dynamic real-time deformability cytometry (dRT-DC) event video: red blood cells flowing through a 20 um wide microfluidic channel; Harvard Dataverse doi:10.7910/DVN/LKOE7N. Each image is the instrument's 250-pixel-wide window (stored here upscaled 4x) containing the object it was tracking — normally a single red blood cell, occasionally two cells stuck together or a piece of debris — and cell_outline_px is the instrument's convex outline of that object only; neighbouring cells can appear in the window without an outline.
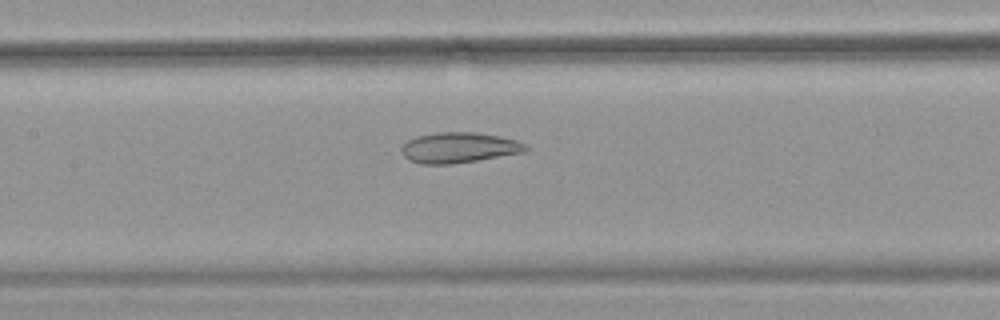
{"species": "common noctule bat (a hibernating species)", "species_latin": "Nyctalus noctula", "temperature_condition": "warm", "stored_images_in_passage": 54, "camera_frame_rate_fps": 3000, "um_per_image_px": 0.085, "animal": {"sex": "female", "body_mass_g": 18.4}, "frame": {"image": 1, "passage_image": 26, "time_ms": 8.333, "image_size_px": [1000, 320], "cell_outline_px": [[528, 148], [524, 152], [476, 160], [448, 164], [420, 164], [408, 160], [404, 156], [400, 148], [408, 140], [416, 136], [436, 132], [476, 132], [500, 136], [516, 140], [524, 144]], "centroid_in_image_um": [38.96, 12.54], "position_along_channel_um": 168.4, "area_um2": 21.96}}
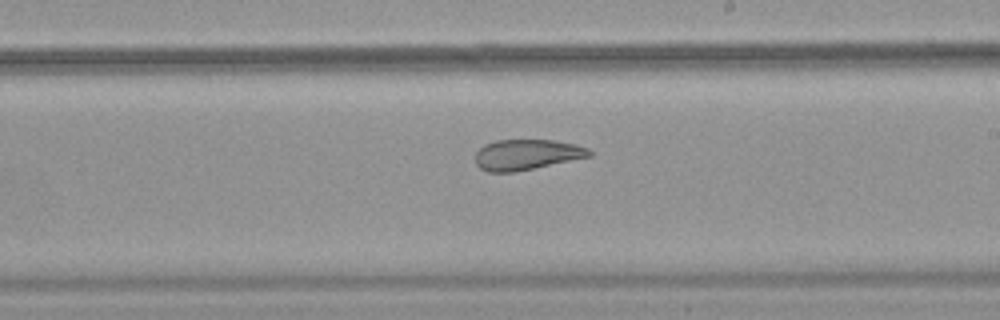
{"frame": {"image": 2, "passage_image": 32, "time_ms": 10.333, "image_size_px": [1000, 320], "cell_outline_px": [[592, 156], [512, 172], [488, 172], [480, 168], [476, 164], [476, 152], [484, 144], [496, 140], [556, 140], [576, 144], [588, 148], [592, 152]], "centroid_in_image_um": [44.77, 13.13], "position_along_channel_um": 244.2, "area_um2": 20.17}}
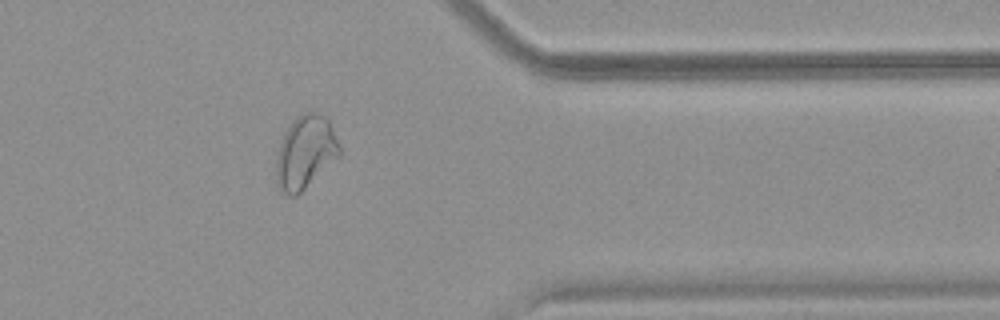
{"frame": {"image": 3, "passage_image": 44, "time_ms": 14.333, "image_size_px": [1000, 320], "cell_outline_px": [[340, 156], [296, 196], [288, 196], [276, 184], [276, 156], [284, 132], [288, 124], [300, 116], [308, 112], [316, 112], [324, 116], [328, 120], [340, 144]], "centroid_in_image_um": [25.95, 12.95], "position_along_channel_um": 385.5, "area_um2": 26.82}, "authors_computed_cell_mechanics": {"area_um2": 27.5417, "velocity_mm_per_s": 3.8242, "shape_relaxation_time_tau1_ms": null, "shape_relaxation_time_tau2_ms": 2.0761, "deformation_change_tau1": null, "deformation_change_tau2": 0.0916}}